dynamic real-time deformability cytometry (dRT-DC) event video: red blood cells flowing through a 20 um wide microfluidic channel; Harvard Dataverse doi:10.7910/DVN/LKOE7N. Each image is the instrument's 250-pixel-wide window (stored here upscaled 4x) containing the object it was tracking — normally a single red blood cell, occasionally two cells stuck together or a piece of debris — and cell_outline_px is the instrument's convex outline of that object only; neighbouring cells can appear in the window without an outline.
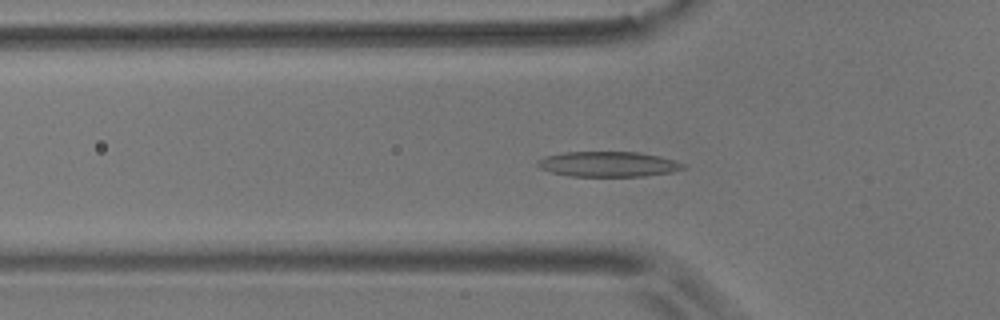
{"species": "common noctule bat (a hibernating species)", "species_latin": "Nyctalus noctula", "temperature_condition": "room temperature", "stored_images_in_passage": 49, "camera_frame_rate_fps": 3000, "um_per_image_px": 0.085, "animal": {"sex": "male", "body_mass_g": 17.9}, "frame": {"image": 1, "passage_image": 12, "time_ms": 3.667, "image_size_px": [1000, 320], "cell_outline_px": [[688, 168], [672, 172], [644, 176], [568, 176], [552, 172], [540, 168], [536, 164], [536, 160], [544, 156], [564, 152], [640, 152], [660, 156], [684, 164]], "centroid_in_image_um": [51.69, 13.95], "position_along_channel_um": 74.1, "area_um2": 21.5}}
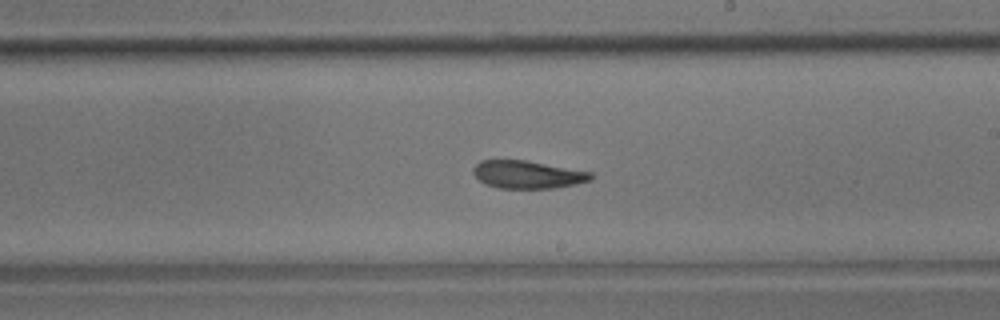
{"frame": {"image": 2, "passage_image": 26, "time_ms": 8.333, "image_size_px": [1000, 320], "cell_outline_px": [[596, 176], [592, 180], [576, 184], [556, 188], [496, 188], [484, 184], [472, 172], [472, 168], [480, 160], [524, 160], [592, 172]], "centroid_in_image_um": [44.86, 14.84], "position_along_channel_um": 244.1, "area_um2": 19.19}}
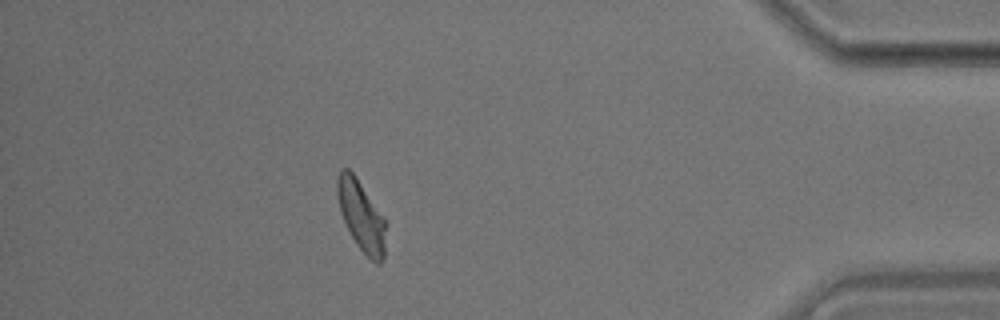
{"frame": {"image": 3, "passage_image": 43, "time_ms": 14.0, "image_size_px": [1000, 320], "cell_outline_px": [[384, 256], [380, 264], [376, 264], [356, 244], [340, 212], [336, 196], [336, 176], [340, 168], [348, 168], [356, 176], [384, 216]], "centroid_in_image_um": [30.67, 18.27], "position_along_channel_um": 404.5, "area_um2": 19.83}, "authors_computed_cell_mechanics": {"area_um2": 20.0566, "velocity_mm_per_s": 3.637, "shape_relaxation_time_tau1_ms": 4.8599, "shape_relaxation_time_tau2_ms": 3.1348, "deformation_change_tau1": 0.1442, "deformation_change_tau2": 0.1139}}